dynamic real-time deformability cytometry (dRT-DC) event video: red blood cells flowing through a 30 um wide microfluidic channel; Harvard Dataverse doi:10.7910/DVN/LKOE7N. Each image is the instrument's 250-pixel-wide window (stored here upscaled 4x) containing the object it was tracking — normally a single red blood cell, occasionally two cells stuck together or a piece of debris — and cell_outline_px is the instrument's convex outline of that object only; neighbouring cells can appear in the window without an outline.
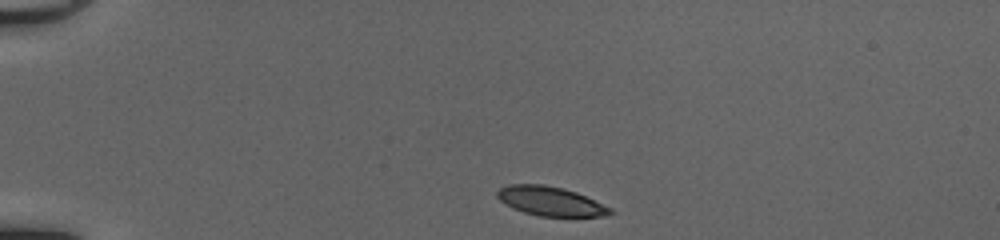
{"species": "common noctule bat (a hibernating species)", "species_latin": "Nyctalus noctula", "temperature_condition": "cold", "stored_images_in_passage": 39, "camera_frame_rate_fps": 3000, "um_per_image_px": 0.085, "animal": {"sex": "female", "body_mass_g": 20.0, "forearm_length_mm": 54.0}, "frame": {"image": 1, "passage_image": 1, "time_ms": 0.0, "image_size_px": [1000, 240], "cell_outline_px": [[616, 212], [604, 216], [540, 216], [524, 212], [512, 208], [504, 204], [496, 196], [496, 192], [500, 188], [508, 184], [544, 184], [564, 188], [576, 192], [612, 208]], "centroid_in_image_um": [46.78, 17.09], "position_along_channel_um": 38.2, "area_um2": 19.31}}
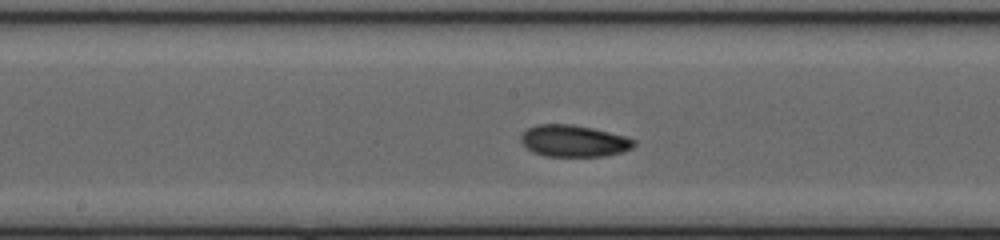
{"frame": {"image": 2, "passage_image": 17, "time_ms": 5.333, "image_size_px": [1000, 240], "cell_outline_px": [[636, 144], [632, 148], [620, 152], [604, 156], [544, 156], [532, 152], [520, 140], [520, 136], [528, 128], [536, 124], [572, 124], [592, 128], [624, 136], [636, 140]], "centroid_in_image_um": [48.75, 11.98], "position_along_channel_um": 199.4, "area_um2": 20.81}}
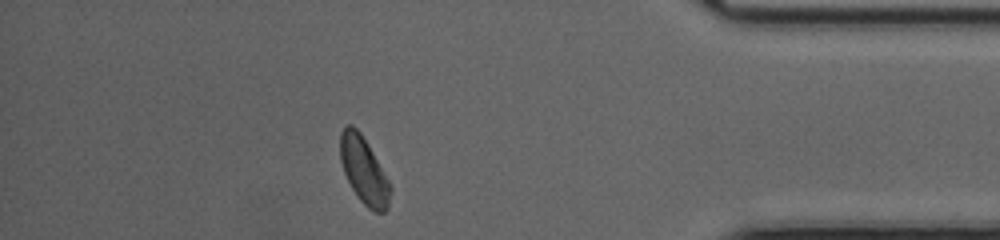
{"frame": {"image": 3, "passage_image": 34, "time_ms": 11.0, "image_size_px": [1000, 240], "cell_outline_px": [[392, 188], [388, 208], [384, 212], [376, 212], [368, 208], [360, 200], [352, 188], [344, 172], [340, 160], [340, 132], [348, 124], [352, 124], [360, 132], [368, 144], [388, 180]], "centroid_in_image_um": [30.93, 14.49], "position_along_channel_um": 404.3, "area_um2": 19.31}, "authors_computed_cell_mechanics": {"area_um2": 19.7676, "velocity_mm_per_s": 4.1496, "shape_relaxation_time_tau1_ms": 3.5209, "shape_relaxation_time_tau2_ms": 6.7313, "deformation_change_tau1": 0.0995, "deformation_change_tau2": 0.1295}}